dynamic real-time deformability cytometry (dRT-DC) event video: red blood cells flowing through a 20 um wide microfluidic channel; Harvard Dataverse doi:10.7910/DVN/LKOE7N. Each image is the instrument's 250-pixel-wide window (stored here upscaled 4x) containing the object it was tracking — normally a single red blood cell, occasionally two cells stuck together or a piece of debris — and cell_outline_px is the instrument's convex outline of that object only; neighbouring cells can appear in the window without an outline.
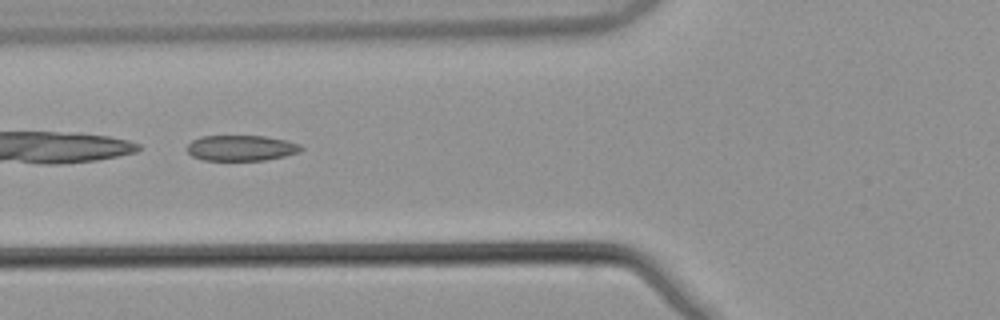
{"species": "common noctule bat (a hibernating species)", "species_latin": "Nyctalus noctula", "temperature_condition": "warm", "stored_images_in_passage": 5, "camera_frame_rate_fps": 3000, "um_per_image_px": 0.085, "animal": {"sex": "male", "body_mass_g": 21.5, "forearm_length_mm": 52.0}, "frame": {"image": 1, "passage_image": 4, "time_ms": 1.0, "image_size_px": [1000, 320], "cell_outline_px": [[304, 148], [300, 152], [284, 156], [264, 160], [204, 160], [192, 156], [188, 152], [188, 144], [192, 140], [200, 136], [264, 136], [284, 140], [300, 144]], "centroid_in_image_um": [20.5, 12.58], "position_along_channel_um": 105.3, "area_um2": 16.94}}
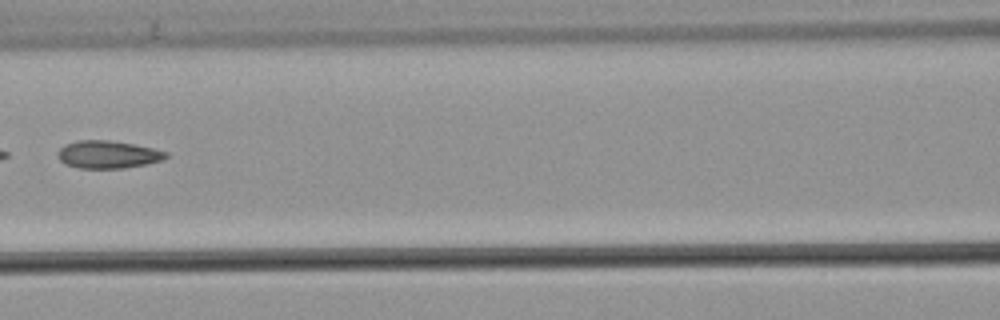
{"frame": {"image": 2, "passage_image": 5, "time_ms": 1.333, "image_size_px": [1000, 320], "cell_outline_px": [[168, 156], [160, 160], [144, 164], [124, 168], [80, 168], [64, 164], [56, 156], [56, 152], [64, 144], [76, 140], [108, 140], [132, 144], [152, 148], [168, 152]], "centroid_in_image_um": [9.1, 13.12], "position_along_channel_um": 157.5, "area_um2": 17.4}}